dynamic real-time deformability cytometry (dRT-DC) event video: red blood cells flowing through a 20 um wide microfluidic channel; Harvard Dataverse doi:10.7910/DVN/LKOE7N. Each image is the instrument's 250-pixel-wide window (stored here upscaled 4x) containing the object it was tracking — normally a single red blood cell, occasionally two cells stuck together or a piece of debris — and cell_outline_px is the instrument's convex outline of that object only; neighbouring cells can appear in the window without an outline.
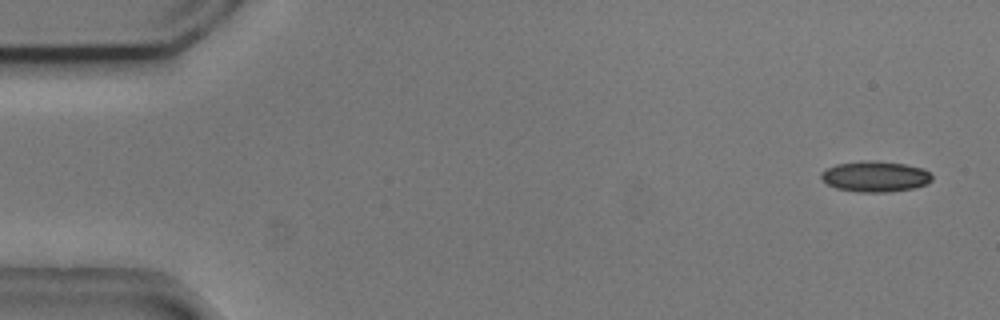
{"species": "common noctule bat (a hibernating species)", "species_latin": "Nyctalus noctula", "temperature_condition": "cold", "stored_images_in_passage": 5, "camera_frame_rate_fps": 3000, "um_per_image_px": 0.085, "animal": {"sex": "male", "body_mass_g": 20.5, "forearm_length_mm": 52.5}, "frame": {"image": 1, "passage_image": 1, "time_ms": 0.0, "image_size_px": [1000, 320], "cell_outline_px": [[932, 180], [928, 184], [912, 188], [888, 192], [860, 192], [836, 188], [828, 184], [820, 176], [820, 172], [836, 164], [860, 160], [876, 160], [904, 164], [924, 168], [932, 176]], "centroid_in_image_um": [74.4, 14.99], "position_along_channel_um": 10.6, "area_um2": 19.94}}
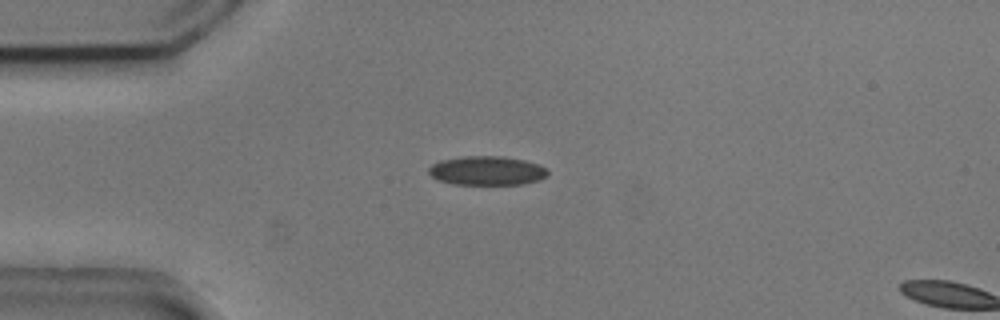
{"frame": {"image": 2, "passage_image": 4, "time_ms": 1.0, "image_size_px": [1000, 320], "cell_outline_px": [[548, 176], [540, 180], [524, 184], [452, 184], [436, 180], [428, 172], [428, 168], [432, 164], [440, 160], [468, 156], [504, 156], [524, 160], [540, 164], [548, 168]], "centroid_in_image_um": [41.42, 14.51], "position_along_channel_um": 43.6, "area_um2": 20.4}}